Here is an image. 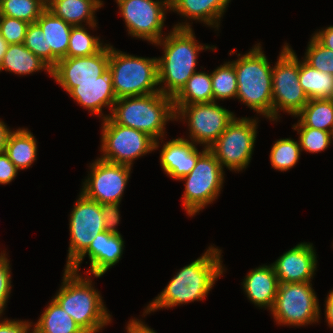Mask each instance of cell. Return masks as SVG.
I'll list each match as a JSON object with an SVG mask.
<instances>
[{"instance_id": "1", "label": "cell", "mask_w": 333, "mask_h": 333, "mask_svg": "<svg viewBox=\"0 0 333 333\" xmlns=\"http://www.w3.org/2000/svg\"><path fill=\"white\" fill-rule=\"evenodd\" d=\"M221 252L211 245L202 256L177 271L160 294L147 304L143 316L158 309L204 300L225 272Z\"/></svg>"}, {"instance_id": "2", "label": "cell", "mask_w": 333, "mask_h": 333, "mask_svg": "<svg viewBox=\"0 0 333 333\" xmlns=\"http://www.w3.org/2000/svg\"><path fill=\"white\" fill-rule=\"evenodd\" d=\"M192 28H174L154 45L163 47L157 58L158 85L162 94L174 97L197 72L200 51L214 50L216 46L199 44ZM164 83V84H163Z\"/></svg>"}, {"instance_id": "3", "label": "cell", "mask_w": 333, "mask_h": 333, "mask_svg": "<svg viewBox=\"0 0 333 333\" xmlns=\"http://www.w3.org/2000/svg\"><path fill=\"white\" fill-rule=\"evenodd\" d=\"M64 269L63 279L53 299L85 333H97L112 321L105 302L91 277Z\"/></svg>"}, {"instance_id": "4", "label": "cell", "mask_w": 333, "mask_h": 333, "mask_svg": "<svg viewBox=\"0 0 333 333\" xmlns=\"http://www.w3.org/2000/svg\"><path fill=\"white\" fill-rule=\"evenodd\" d=\"M109 117L119 125L134 128L155 140V150L163 143L168 121H176L173 97L157 92L116 100Z\"/></svg>"}, {"instance_id": "5", "label": "cell", "mask_w": 333, "mask_h": 333, "mask_svg": "<svg viewBox=\"0 0 333 333\" xmlns=\"http://www.w3.org/2000/svg\"><path fill=\"white\" fill-rule=\"evenodd\" d=\"M236 55L238 59L230 61L237 77L236 98L257 115L272 121L273 66H270L260 43L255 44L248 53Z\"/></svg>"}, {"instance_id": "6", "label": "cell", "mask_w": 333, "mask_h": 333, "mask_svg": "<svg viewBox=\"0 0 333 333\" xmlns=\"http://www.w3.org/2000/svg\"><path fill=\"white\" fill-rule=\"evenodd\" d=\"M108 70L117 99L160 92L156 57L130 55L110 45Z\"/></svg>"}, {"instance_id": "7", "label": "cell", "mask_w": 333, "mask_h": 333, "mask_svg": "<svg viewBox=\"0 0 333 333\" xmlns=\"http://www.w3.org/2000/svg\"><path fill=\"white\" fill-rule=\"evenodd\" d=\"M272 72V121L280 111L295 116L309 101L299 84V60L296 52L284 43Z\"/></svg>"}, {"instance_id": "8", "label": "cell", "mask_w": 333, "mask_h": 333, "mask_svg": "<svg viewBox=\"0 0 333 333\" xmlns=\"http://www.w3.org/2000/svg\"><path fill=\"white\" fill-rule=\"evenodd\" d=\"M225 171L217 158L207 149L196 161L192 171L179 181L184 183L182 205L187 215L195 216L215 201L224 184Z\"/></svg>"}, {"instance_id": "9", "label": "cell", "mask_w": 333, "mask_h": 333, "mask_svg": "<svg viewBox=\"0 0 333 333\" xmlns=\"http://www.w3.org/2000/svg\"><path fill=\"white\" fill-rule=\"evenodd\" d=\"M257 118L235 117L208 148L223 170L243 171L250 164L257 137Z\"/></svg>"}, {"instance_id": "10", "label": "cell", "mask_w": 333, "mask_h": 333, "mask_svg": "<svg viewBox=\"0 0 333 333\" xmlns=\"http://www.w3.org/2000/svg\"><path fill=\"white\" fill-rule=\"evenodd\" d=\"M318 301L311 282L280 283L271 314L278 325L308 326L320 320Z\"/></svg>"}, {"instance_id": "11", "label": "cell", "mask_w": 333, "mask_h": 333, "mask_svg": "<svg viewBox=\"0 0 333 333\" xmlns=\"http://www.w3.org/2000/svg\"><path fill=\"white\" fill-rule=\"evenodd\" d=\"M100 158L126 166L155 150V140L148 134L116 124L110 117L102 120Z\"/></svg>"}, {"instance_id": "12", "label": "cell", "mask_w": 333, "mask_h": 333, "mask_svg": "<svg viewBox=\"0 0 333 333\" xmlns=\"http://www.w3.org/2000/svg\"><path fill=\"white\" fill-rule=\"evenodd\" d=\"M176 121L187 122V139L209 148L235 118V114L216 101L191 105H174Z\"/></svg>"}, {"instance_id": "13", "label": "cell", "mask_w": 333, "mask_h": 333, "mask_svg": "<svg viewBox=\"0 0 333 333\" xmlns=\"http://www.w3.org/2000/svg\"><path fill=\"white\" fill-rule=\"evenodd\" d=\"M128 35L157 43L164 35L163 26L170 0H116Z\"/></svg>"}, {"instance_id": "14", "label": "cell", "mask_w": 333, "mask_h": 333, "mask_svg": "<svg viewBox=\"0 0 333 333\" xmlns=\"http://www.w3.org/2000/svg\"><path fill=\"white\" fill-rule=\"evenodd\" d=\"M69 218L70 243L65 268H69L90 246L98 233L105 231L101 204L81 192Z\"/></svg>"}, {"instance_id": "15", "label": "cell", "mask_w": 333, "mask_h": 333, "mask_svg": "<svg viewBox=\"0 0 333 333\" xmlns=\"http://www.w3.org/2000/svg\"><path fill=\"white\" fill-rule=\"evenodd\" d=\"M81 193L100 204L120 203L128 184L132 167L108 162L101 158L90 163Z\"/></svg>"}, {"instance_id": "16", "label": "cell", "mask_w": 333, "mask_h": 333, "mask_svg": "<svg viewBox=\"0 0 333 333\" xmlns=\"http://www.w3.org/2000/svg\"><path fill=\"white\" fill-rule=\"evenodd\" d=\"M76 103L90 112L101 117V120L109 117L103 114V108L113 109L117 98L113 89L112 78L109 70L97 78V81L88 82H57Z\"/></svg>"}, {"instance_id": "17", "label": "cell", "mask_w": 333, "mask_h": 333, "mask_svg": "<svg viewBox=\"0 0 333 333\" xmlns=\"http://www.w3.org/2000/svg\"><path fill=\"white\" fill-rule=\"evenodd\" d=\"M313 243L301 242L281 255L271 265L279 283L311 282L317 269Z\"/></svg>"}, {"instance_id": "18", "label": "cell", "mask_w": 333, "mask_h": 333, "mask_svg": "<svg viewBox=\"0 0 333 333\" xmlns=\"http://www.w3.org/2000/svg\"><path fill=\"white\" fill-rule=\"evenodd\" d=\"M110 44L100 52L83 57H67L59 60L51 69V78L56 82H88L108 70Z\"/></svg>"}, {"instance_id": "19", "label": "cell", "mask_w": 333, "mask_h": 333, "mask_svg": "<svg viewBox=\"0 0 333 333\" xmlns=\"http://www.w3.org/2000/svg\"><path fill=\"white\" fill-rule=\"evenodd\" d=\"M124 243L121 234H112L108 231L100 232L93 239L89 248L68 269L80 272V264L87 255L90 260V269L86 274L89 273L100 278L121 260Z\"/></svg>"}, {"instance_id": "20", "label": "cell", "mask_w": 333, "mask_h": 333, "mask_svg": "<svg viewBox=\"0 0 333 333\" xmlns=\"http://www.w3.org/2000/svg\"><path fill=\"white\" fill-rule=\"evenodd\" d=\"M160 151V166L171 178L180 180L194 168L197 159L207 150H197L193 142L185 138H175L163 143Z\"/></svg>"}, {"instance_id": "21", "label": "cell", "mask_w": 333, "mask_h": 333, "mask_svg": "<svg viewBox=\"0 0 333 333\" xmlns=\"http://www.w3.org/2000/svg\"><path fill=\"white\" fill-rule=\"evenodd\" d=\"M231 0H170V11L177 12L186 22L174 25V28H192L191 21H198L218 30L221 17L224 16Z\"/></svg>"}, {"instance_id": "22", "label": "cell", "mask_w": 333, "mask_h": 333, "mask_svg": "<svg viewBox=\"0 0 333 333\" xmlns=\"http://www.w3.org/2000/svg\"><path fill=\"white\" fill-rule=\"evenodd\" d=\"M36 23L40 26L46 40V64L52 69L59 60L67 58L71 26L55 16L47 8Z\"/></svg>"}, {"instance_id": "23", "label": "cell", "mask_w": 333, "mask_h": 333, "mask_svg": "<svg viewBox=\"0 0 333 333\" xmlns=\"http://www.w3.org/2000/svg\"><path fill=\"white\" fill-rule=\"evenodd\" d=\"M272 265H261L250 270L241 285L248 300L260 308L272 310L279 287Z\"/></svg>"}, {"instance_id": "24", "label": "cell", "mask_w": 333, "mask_h": 333, "mask_svg": "<svg viewBox=\"0 0 333 333\" xmlns=\"http://www.w3.org/2000/svg\"><path fill=\"white\" fill-rule=\"evenodd\" d=\"M103 5L102 0H47L46 8L71 26H82L84 22L94 29L98 24L95 13Z\"/></svg>"}, {"instance_id": "25", "label": "cell", "mask_w": 333, "mask_h": 333, "mask_svg": "<svg viewBox=\"0 0 333 333\" xmlns=\"http://www.w3.org/2000/svg\"><path fill=\"white\" fill-rule=\"evenodd\" d=\"M3 70L17 75H29L36 71L44 70L51 77V68L26 48L23 43L8 45L0 63V72Z\"/></svg>"}, {"instance_id": "26", "label": "cell", "mask_w": 333, "mask_h": 333, "mask_svg": "<svg viewBox=\"0 0 333 333\" xmlns=\"http://www.w3.org/2000/svg\"><path fill=\"white\" fill-rule=\"evenodd\" d=\"M37 140L28 128L13 130L7 140L5 154L19 170H25L37 158Z\"/></svg>"}, {"instance_id": "27", "label": "cell", "mask_w": 333, "mask_h": 333, "mask_svg": "<svg viewBox=\"0 0 333 333\" xmlns=\"http://www.w3.org/2000/svg\"><path fill=\"white\" fill-rule=\"evenodd\" d=\"M299 84L309 99H332L333 75L299 60Z\"/></svg>"}, {"instance_id": "28", "label": "cell", "mask_w": 333, "mask_h": 333, "mask_svg": "<svg viewBox=\"0 0 333 333\" xmlns=\"http://www.w3.org/2000/svg\"><path fill=\"white\" fill-rule=\"evenodd\" d=\"M213 102L211 72H195L173 97L174 105H191Z\"/></svg>"}, {"instance_id": "29", "label": "cell", "mask_w": 333, "mask_h": 333, "mask_svg": "<svg viewBox=\"0 0 333 333\" xmlns=\"http://www.w3.org/2000/svg\"><path fill=\"white\" fill-rule=\"evenodd\" d=\"M305 127L322 131H333V100L309 99L307 104L294 116Z\"/></svg>"}, {"instance_id": "30", "label": "cell", "mask_w": 333, "mask_h": 333, "mask_svg": "<svg viewBox=\"0 0 333 333\" xmlns=\"http://www.w3.org/2000/svg\"><path fill=\"white\" fill-rule=\"evenodd\" d=\"M34 327L41 333H85L54 299L48 303Z\"/></svg>"}, {"instance_id": "31", "label": "cell", "mask_w": 333, "mask_h": 333, "mask_svg": "<svg viewBox=\"0 0 333 333\" xmlns=\"http://www.w3.org/2000/svg\"><path fill=\"white\" fill-rule=\"evenodd\" d=\"M213 101L236 99L238 84L234 65L224 62L211 73Z\"/></svg>"}, {"instance_id": "32", "label": "cell", "mask_w": 333, "mask_h": 333, "mask_svg": "<svg viewBox=\"0 0 333 333\" xmlns=\"http://www.w3.org/2000/svg\"><path fill=\"white\" fill-rule=\"evenodd\" d=\"M47 0H0V15L35 23L46 9Z\"/></svg>"}, {"instance_id": "33", "label": "cell", "mask_w": 333, "mask_h": 333, "mask_svg": "<svg viewBox=\"0 0 333 333\" xmlns=\"http://www.w3.org/2000/svg\"><path fill=\"white\" fill-rule=\"evenodd\" d=\"M300 155L299 142L292 138H281L274 142L269 157L273 169L284 172L298 163Z\"/></svg>"}, {"instance_id": "34", "label": "cell", "mask_w": 333, "mask_h": 333, "mask_svg": "<svg viewBox=\"0 0 333 333\" xmlns=\"http://www.w3.org/2000/svg\"><path fill=\"white\" fill-rule=\"evenodd\" d=\"M85 25L83 23L82 26L72 27L67 57L90 56L100 52L107 45L103 44L98 36L90 35Z\"/></svg>"}, {"instance_id": "35", "label": "cell", "mask_w": 333, "mask_h": 333, "mask_svg": "<svg viewBox=\"0 0 333 333\" xmlns=\"http://www.w3.org/2000/svg\"><path fill=\"white\" fill-rule=\"evenodd\" d=\"M299 134L301 152L319 153L329 147L333 141L332 133L303 126L299 121L292 126Z\"/></svg>"}, {"instance_id": "36", "label": "cell", "mask_w": 333, "mask_h": 333, "mask_svg": "<svg viewBox=\"0 0 333 333\" xmlns=\"http://www.w3.org/2000/svg\"><path fill=\"white\" fill-rule=\"evenodd\" d=\"M302 59L311 67L333 75V51L325 48L313 36Z\"/></svg>"}, {"instance_id": "37", "label": "cell", "mask_w": 333, "mask_h": 333, "mask_svg": "<svg viewBox=\"0 0 333 333\" xmlns=\"http://www.w3.org/2000/svg\"><path fill=\"white\" fill-rule=\"evenodd\" d=\"M29 23L0 15V35L10 44L24 43Z\"/></svg>"}, {"instance_id": "38", "label": "cell", "mask_w": 333, "mask_h": 333, "mask_svg": "<svg viewBox=\"0 0 333 333\" xmlns=\"http://www.w3.org/2000/svg\"><path fill=\"white\" fill-rule=\"evenodd\" d=\"M23 44L46 63V40L43 31L36 22L29 24Z\"/></svg>"}, {"instance_id": "39", "label": "cell", "mask_w": 333, "mask_h": 333, "mask_svg": "<svg viewBox=\"0 0 333 333\" xmlns=\"http://www.w3.org/2000/svg\"><path fill=\"white\" fill-rule=\"evenodd\" d=\"M6 254L4 250L0 253V316L4 313L12 289L11 264Z\"/></svg>"}, {"instance_id": "40", "label": "cell", "mask_w": 333, "mask_h": 333, "mask_svg": "<svg viewBox=\"0 0 333 333\" xmlns=\"http://www.w3.org/2000/svg\"><path fill=\"white\" fill-rule=\"evenodd\" d=\"M121 203L101 204V212L104 220L105 231L112 234H120L116 229L120 222V205Z\"/></svg>"}, {"instance_id": "41", "label": "cell", "mask_w": 333, "mask_h": 333, "mask_svg": "<svg viewBox=\"0 0 333 333\" xmlns=\"http://www.w3.org/2000/svg\"><path fill=\"white\" fill-rule=\"evenodd\" d=\"M19 169L8 158L5 152L0 153V184L6 185L12 182Z\"/></svg>"}, {"instance_id": "42", "label": "cell", "mask_w": 333, "mask_h": 333, "mask_svg": "<svg viewBox=\"0 0 333 333\" xmlns=\"http://www.w3.org/2000/svg\"><path fill=\"white\" fill-rule=\"evenodd\" d=\"M33 323L28 320L0 319V333H25Z\"/></svg>"}, {"instance_id": "43", "label": "cell", "mask_w": 333, "mask_h": 333, "mask_svg": "<svg viewBox=\"0 0 333 333\" xmlns=\"http://www.w3.org/2000/svg\"><path fill=\"white\" fill-rule=\"evenodd\" d=\"M312 36L325 48L333 51V25L316 31Z\"/></svg>"}, {"instance_id": "44", "label": "cell", "mask_w": 333, "mask_h": 333, "mask_svg": "<svg viewBox=\"0 0 333 333\" xmlns=\"http://www.w3.org/2000/svg\"><path fill=\"white\" fill-rule=\"evenodd\" d=\"M127 333H156L151 327H149L142 319L132 318L128 321L126 326Z\"/></svg>"}, {"instance_id": "45", "label": "cell", "mask_w": 333, "mask_h": 333, "mask_svg": "<svg viewBox=\"0 0 333 333\" xmlns=\"http://www.w3.org/2000/svg\"><path fill=\"white\" fill-rule=\"evenodd\" d=\"M325 319L329 327L333 329V289L329 291L325 300Z\"/></svg>"}, {"instance_id": "46", "label": "cell", "mask_w": 333, "mask_h": 333, "mask_svg": "<svg viewBox=\"0 0 333 333\" xmlns=\"http://www.w3.org/2000/svg\"><path fill=\"white\" fill-rule=\"evenodd\" d=\"M12 131L13 130L7 127V125L0 120V153L4 152L8 137Z\"/></svg>"}, {"instance_id": "47", "label": "cell", "mask_w": 333, "mask_h": 333, "mask_svg": "<svg viewBox=\"0 0 333 333\" xmlns=\"http://www.w3.org/2000/svg\"><path fill=\"white\" fill-rule=\"evenodd\" d=\"M8 43L6 42V40L0 35V63L3 60V57L7 51L8 48Z\"/></svg>"}, {"instance_id": "48", "label": "cell", "mask_w": 333, "mask_h": 333, "mask_svg": "<svg viewBox=\"0 0 333 333\" xmlns=\"http://www.w3.org/2000/svg\"><path fill=\"white\" fill-rule=\"evenodd\" d=\"M32 326L33 325H31V327H29L27 330H26V332L25 333H41L36 327H34L33 326V329H32ZM30 330H31V332H30Z\"/></svg>"}]
</instances>
